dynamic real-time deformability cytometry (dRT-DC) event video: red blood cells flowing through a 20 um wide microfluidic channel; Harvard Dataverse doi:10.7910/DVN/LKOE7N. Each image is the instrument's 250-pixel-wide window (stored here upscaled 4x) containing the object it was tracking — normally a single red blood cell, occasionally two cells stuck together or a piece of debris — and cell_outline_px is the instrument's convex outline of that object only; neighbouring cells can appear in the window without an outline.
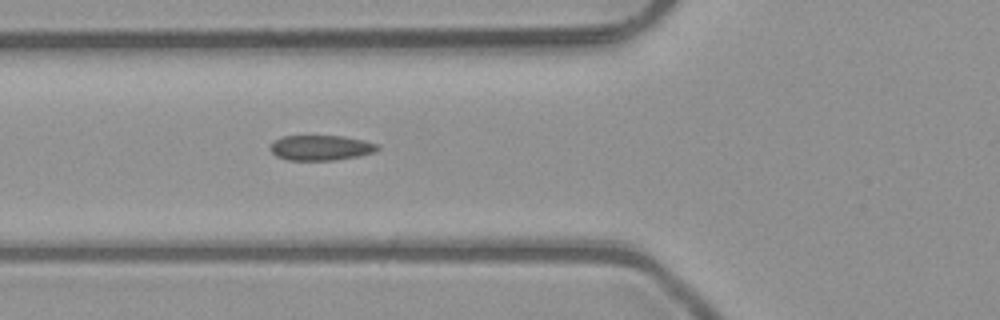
{"species": "common noctule bat (a hibernating species)", "species_latin": "Nyctalus noctula", "temperature_condition": "room temperature", "stored_images_in_passage": 5, "camera_frame_rate_fps": 3000, "um_per_image_px": 0.085, "animal": {"sex": "male", "body_mass_g": 23.1, "forearm_length_mm": 52.7}, "frame": {"image": 1, "passage_image": 5, "time_ms": 1.333, "image_size_px": [1000, 320], "cell_outline_px": [[380, 148], [376, 152], [360, 156], [336, 160], [288, 160], [276, 156], [268, 148], [276, 140], [284, 136], [344, 136], [364, 140], [380, 144]], "centroid_in_image_um": [27.33, 12.56], "position_along_channel_um": 98.5, "area_um2": 15.9}}